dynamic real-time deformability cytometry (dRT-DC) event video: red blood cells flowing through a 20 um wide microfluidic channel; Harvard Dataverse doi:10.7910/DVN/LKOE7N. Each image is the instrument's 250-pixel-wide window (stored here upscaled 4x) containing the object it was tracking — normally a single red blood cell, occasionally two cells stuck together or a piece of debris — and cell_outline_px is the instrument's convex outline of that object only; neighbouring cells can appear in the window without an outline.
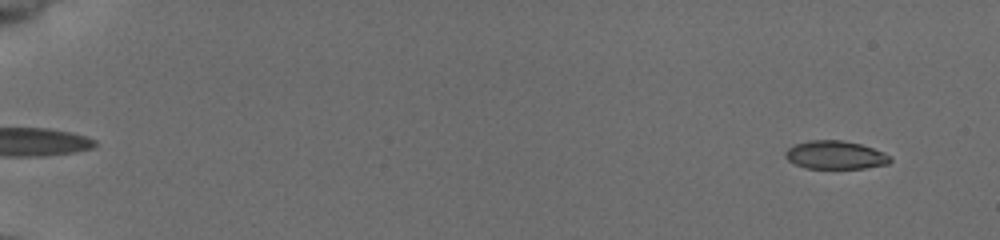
{"species": "common noctule bat (a hibernating species)", "species_latin": "Nyctalus noctula", "temperature_condition": "cold", "stored_images_in_passage": 55, "camera_frame_rate_fps": 3000, "um_per_image_px": 0.085, "animal": {"sex": "female", "body_mass_g": 19.5, "forearm_length_mm": 54.1}, "frame": {"image": 1, "passage_image": 4, "time_ms": 1.0, "image_size_px": [1000, 240], "cell_outline_px": [[892, 160], [888, 164], [864, 168], [804, 168], [788, 160], [784, 156], [784, 152], [788, 148], [796, 144], [812, 140], [840, 140], [860, 144], [884, 152], [892, 156]], "centroid_in_image_um": [71.02, 13.18], "position_along_channel_um": 14.0, "area_um2": 17.22}}
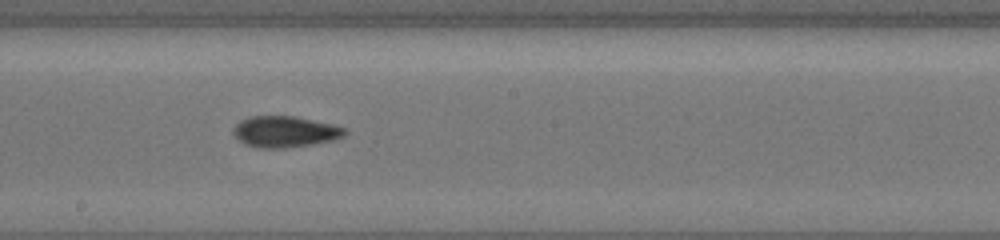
{"frame": {"image": 2, "passage_image": 33, "time_ms": 10.667, "image_size_px": [1000, 240], "cell_outline_px": [[348, 132], [344, 136], [336, 140], [312, 144], [284, 148], [256, 148], [244, 144], [232, 132], [232, 128], [240, 120], [252, 116], [296, 116], [332, 124], [348, 128]], "centroid_in_image_um": [24.25, 11.19], "position_along_channel_um": 224.0, "area_um2": 20.52}}
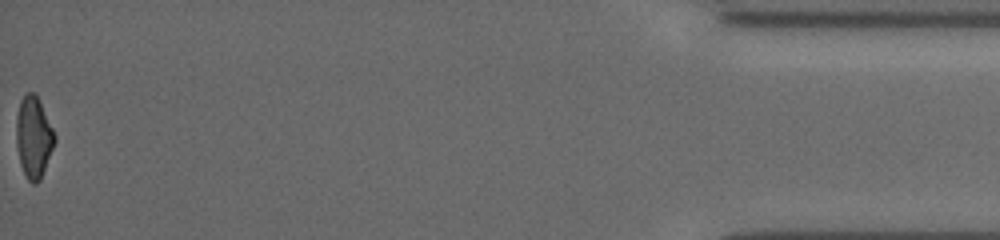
{"frame": {"image": 3, "passage_image": 55, "time_ms": 18.0, "image_size_px": [1000, 240], "cell_outline_px": [[56, 140], [40, 180], [36, 184], [32, 184], [28, 180], [20, 164], [16, 148], [16, 116], [20, 100], [24, 92], [32, 92], [40, 100], [56, 136]], "centroid_in_image_um": [2.84, 11.64], "position_along_channel_um": 432.4, "area_um2": 18.38}, "authors_computed_cell_mechanics": {"area_um2": 18.5538, "velocity_mm_per_s": 3.9345, "shape_relaxation_time_tau1_ms": 3.0295, "shape_relaxation_time_tau2_ms": 5.025, "deformation_change_tau1": 0.1087, "deformation_change_tau2": 0.0996}}